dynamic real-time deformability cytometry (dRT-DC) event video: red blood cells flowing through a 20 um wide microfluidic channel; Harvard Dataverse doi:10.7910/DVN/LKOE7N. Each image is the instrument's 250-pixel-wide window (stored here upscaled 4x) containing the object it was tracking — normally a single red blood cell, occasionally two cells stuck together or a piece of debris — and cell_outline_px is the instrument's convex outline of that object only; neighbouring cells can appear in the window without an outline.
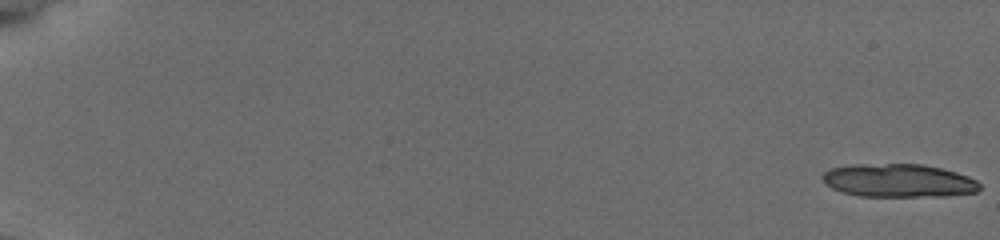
{"species": "common noctule bat (a hibernating species)", "species_latin": "Nyctalus noctula", "temperature_condition": "cold", "stored_images_in_passage": 8, "camera_frame_rate_fps": 3000, "um_per_image_px": 0.085, "animal": {"sex": "female", "body_mass_g": 19.5, "forearm_length_mm": 54.1}, "frame": {"image": 1, "passage_image": 1, "time_ms": 0.0, "image_size_px": [1000, 240], "cell_outline_px": [[980, 188], [976, 192], [940, 196], [860, 196], [844, 192], [832, 188], [824, 184], [820, 176], [828, 168], [848, 164], [924, 164], [956, 172], [968, 176], [976, 180], [980, 184]], "centroid_in_image_um": [76.32, 15.33], "position_along_channel_um": 8.7, "area_um2": 30.63}}